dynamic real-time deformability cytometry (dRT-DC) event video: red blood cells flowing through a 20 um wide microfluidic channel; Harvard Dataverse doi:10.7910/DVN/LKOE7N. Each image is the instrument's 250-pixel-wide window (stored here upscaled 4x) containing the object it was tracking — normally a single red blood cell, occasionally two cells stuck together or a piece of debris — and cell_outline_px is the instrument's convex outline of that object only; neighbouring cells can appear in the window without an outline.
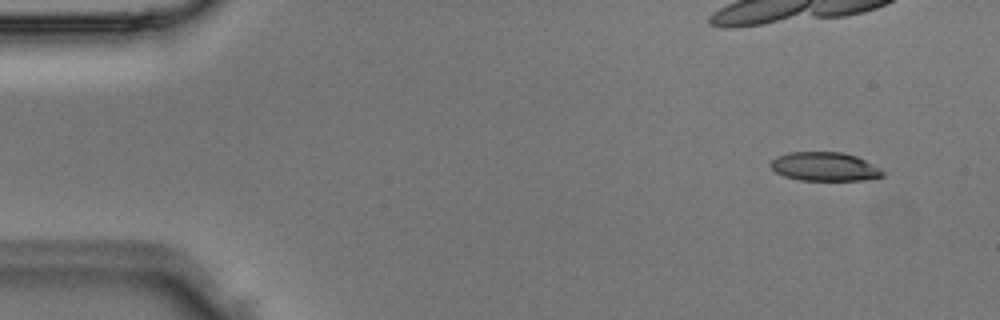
{"species": "Egyptian fruit bat (a non-hibernating species)", "species_latin": "Rousettus aegyptiacus", "temperature_condition": "room temperature", "stored_images_in_passage": 6, "camera_frame_rate_fps": 3000, "um_per_image_px": 0.085, "animal": {"sex": "male"}, "frame": {"image": 1, "passage_image": 1, "time_ms": 0.0, "image_size_px": [1000, 320], "cell_outline_px": [[884, 176], [860, 180], [800, 180], [784, 176], [776, 172], [768, 164], [776, 156], [788, 152], [840, 152], [856, 156], [880, 168], [884, 172]], "centroid_in_image_um": [70.06, 14.16], "position_along_channel_um": 14.9, "area_um2": 18.73}}
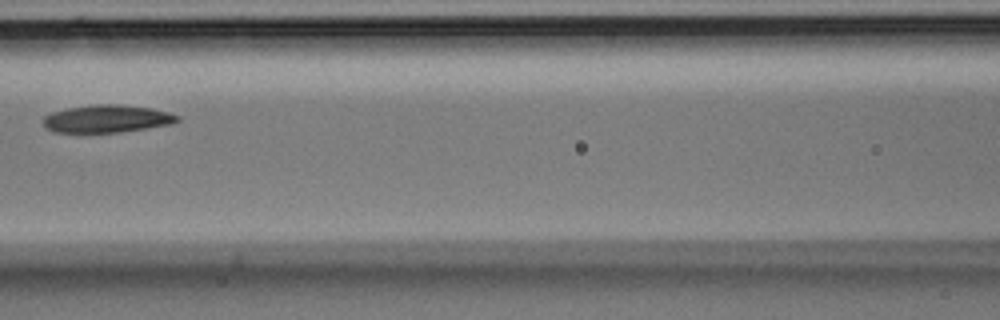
{"frame": {"image": 2, "passage_image": 6, "time_ms": 1.667, "image_size_px": [1000, 320], "cell_outline_px": [[180, 120], [172, 124], [120, 132], [56, 132], [44, 128], [44, 116], [52, 112], [68, 108], [96, 104], [120, 104], [152, 108], [168, 112], [180, 116]], "centroid_in_image_um": [9.11, 10.09], "position_along_channel_um": 157.5, "area_um2": 21.56}}